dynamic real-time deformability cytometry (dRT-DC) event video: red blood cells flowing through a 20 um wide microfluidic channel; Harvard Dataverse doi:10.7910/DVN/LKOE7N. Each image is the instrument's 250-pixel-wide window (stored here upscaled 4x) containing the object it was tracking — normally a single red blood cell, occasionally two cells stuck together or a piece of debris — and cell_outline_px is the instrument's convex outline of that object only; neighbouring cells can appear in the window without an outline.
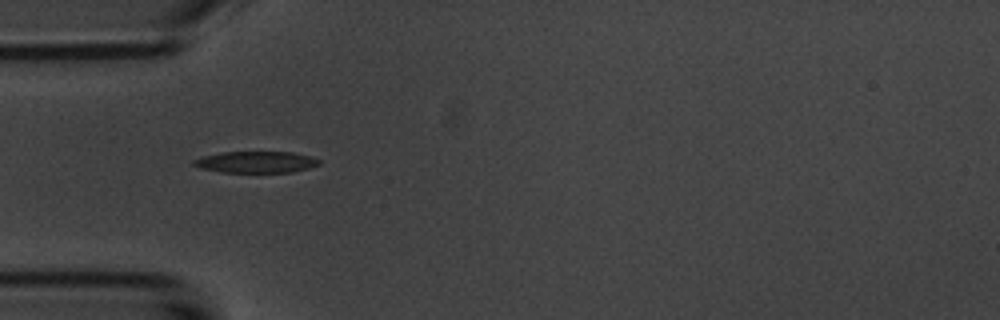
{"species": "common noctule bat (a hibernating species)", "species_latin": "Nyctalus noctula", "temperature_condition": "room temperature", "stored_images_in_passage": 38, "camera_frame_rate_fps": 3000, "um_per_image_px": 0.085, "animal": {"sex": "male", "body_mass_g": 20.1, "forearm_length_mm": 53.5}, "frame": {"image": 1, "passage_image": 1, "time_ms": 0.0, "image_size_px": [1000, 320], "cell_outline_px": [[320, 164], [308, 168], [292, 172], [220, 172], [200, 168], [192, 164], [192, 160], [204, 156], [220, 152], [292, 152], [312, 156], [320, 160]], "centroid_in_image_um": [21.76, 13.77], "position_along_channel_um": 63.2, "area_um2": 15.72}}
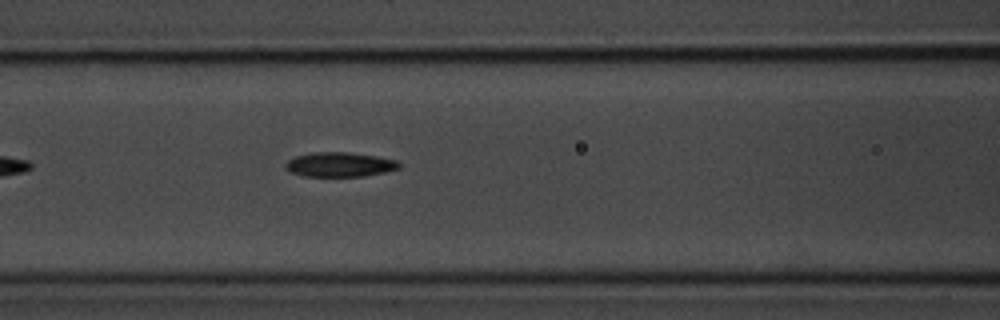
{"frame": {"image": 2, "passage_image": 7, "time_ms": 2.0, "image_size_px": [1000, 320], "cell_outline_px": [[400, 168], [384, 172], [364, 176], [304, 176], [292, 172], [284, 168], [284, 164], [288, 160], [296, 156], [316, 152], [348, 152], [376, 156], [396, 160], [400, 164]], "centroid_in_image_um": [28.87, 13.98], "position_along_channel_um": 137.7, "area_um2": 16.13}}
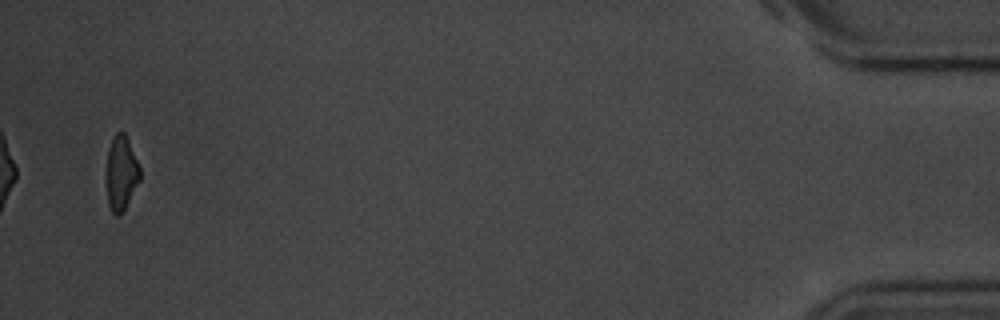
{"frame": {"image": 3, "passage_image": 37, "time_ms": 12.0, "image_size_px": [1000, 320], "cell_outline_px": [[140, 180], [124, 208], [116, 216], [112, 212], [108, 204], [108, 148], [116, 132], [124, 132], [128, 140], [140, 168]], "centroid_in_image_um": [10.32, 14.68], "position_along_channel_um": 424.9, "area_um2": 13.87}, "authors_computed_cell_mechanics": {"area_um2": 16.0684, "velocity_mm_per_s": 3.7393, "shape_relaxation_time_tau1_ms": 2.9551, "shape_relaxation_time_tau2_ms": null, "deformation_change_tau1": 0.1537, "deformation_change_tau2": null}}